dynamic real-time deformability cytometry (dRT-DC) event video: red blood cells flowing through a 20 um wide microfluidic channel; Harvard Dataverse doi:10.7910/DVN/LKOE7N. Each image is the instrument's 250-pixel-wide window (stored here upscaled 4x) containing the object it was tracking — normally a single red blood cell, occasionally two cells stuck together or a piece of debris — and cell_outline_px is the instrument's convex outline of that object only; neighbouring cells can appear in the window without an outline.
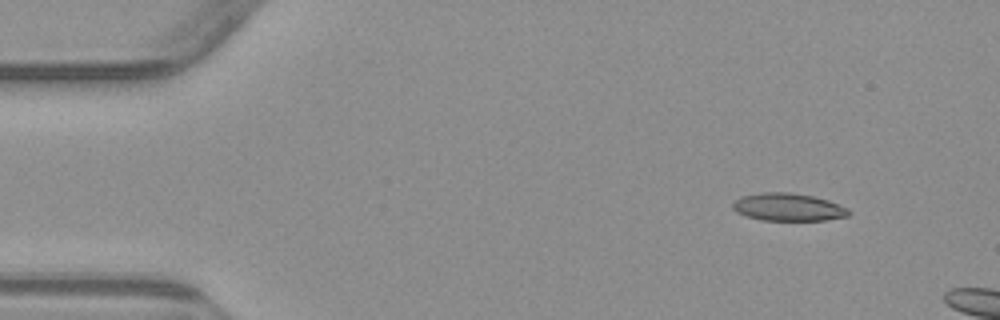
{"species": "common noctule bat (a hibernating species)", "species_latin": "Nyctalus noctula", "temperature_condition": "warm", "stored_images_in_passage": 3, "camera_frame_rate_fps": 3000, "um_per_image_px": 0.085, "animal": {"sex": "male", "body_mass_g": 23.1, "forearm_length_mm": 52.7}, "frame": {"image": 1, "passage_image": 1, "time_ms": 0.0, "image_size_px": [1000, 320], "cell_outline_px": [[852, 212], [848, 216], [824, 220], [760, 220], [736, 212], [732, 208], [732, 204], [740, 196], [760, 192], [788, 192], [812, 196], [828, 200], [848, 208]], "centroid_in_image_um": [66.99, 17.6], "position_along_channel_um": 18.0, "area_um2": 18.73}}